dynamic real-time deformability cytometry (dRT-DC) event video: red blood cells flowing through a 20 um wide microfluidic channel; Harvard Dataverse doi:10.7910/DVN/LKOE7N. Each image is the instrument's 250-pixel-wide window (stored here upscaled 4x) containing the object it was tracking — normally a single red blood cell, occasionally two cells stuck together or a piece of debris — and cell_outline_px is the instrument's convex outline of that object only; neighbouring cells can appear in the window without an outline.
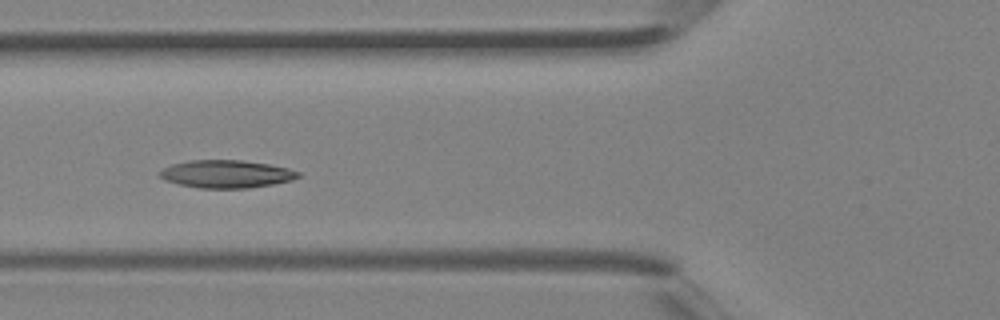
{"species": "Egyptian fruit bat (a non-hibernating species)", "species_latin": "Rousettus aegyptiacus", "temperature_condition": "room temperature", "stored_images_in_passage": 29, "camera_frame_rate_fps": 3000, "um_per_image_px": 0.085, "animal": {"sex": "female"}, "frame": {"image": 1, "passage_image": 5, "time_ms": 1.333, "image_size_px": [1000, 320], "cell_outline_px": [[300, 176], [292, 180], [272, 184], [248, 188], [200, 188], [180, 184], [164, 180], [156, 172], [172, 164], [188, 160], [240, 160], [268, 164], [288, 168], [300, 172]], "centroid_in_image_um": [19.22, 14.78], "position_along_channel_um": 106.6, "area_um2": 22.37}}